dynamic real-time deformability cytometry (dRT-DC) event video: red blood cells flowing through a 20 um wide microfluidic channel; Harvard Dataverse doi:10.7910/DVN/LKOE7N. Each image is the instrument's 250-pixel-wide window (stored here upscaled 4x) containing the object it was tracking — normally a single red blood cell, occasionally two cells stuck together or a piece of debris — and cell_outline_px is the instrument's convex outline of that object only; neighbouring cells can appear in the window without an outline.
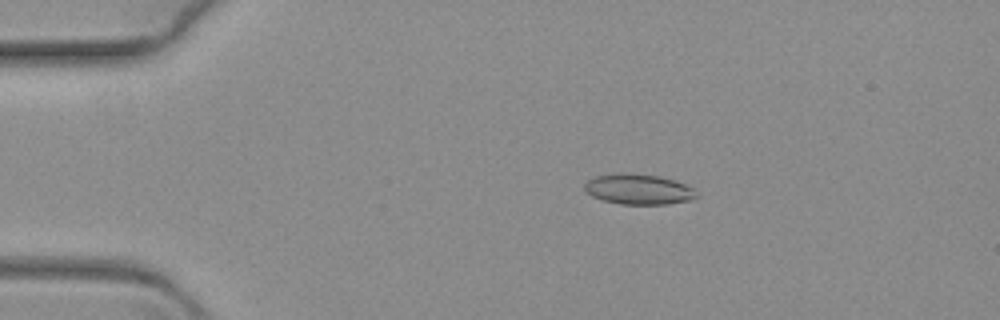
{"species": "common noctule bat (a hibernating species)", "species_latin": "Nyctalus noctula", "temperature_condition": "warm", "stored_images_in_passage": 27, "camera_frame_rate_fps": 3000, "um_per_image_px": 0.085, "animal": {"sex": "female", "body_mass_g": 19.3, "forearm_length_mm": 54.1}, "frame": {"image": 1, "passage_image": 3, "time_ms": 0.667, "image_size_px": [1000, 320], "cell_outline_px": [[700, 196], [692, 200], [668, 204], [620, 204], [604, 200], [592, 196], [584, 192], [584, 184], [588, 180], [596, 176], [616, 172], [624, 172], [656, 176], [672, 180], [684, 184], [692, 188]], "centroid_in_image_um": [54.25, 16.09], "position_along_channel_um": 30.8, "area_um2": 19.88}}
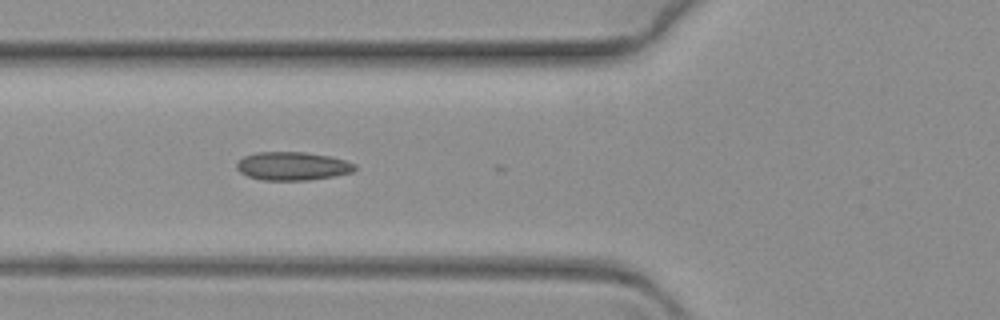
{"frame": {"image": 2, "passage_image": 15, "time_ms": 4.667, "image_size_px": [1000, 320], "cell_outline_px": [[356, 168], [352, 172], [332, 176], [308, 180], [260, 180], [248, 176], [240, 172], [236, 168], [236, 164], [244, 156], [256, 152], [304, 152], [332, 156], [356, 164]], "centroid_in_image_um": [24.85, 14.11], "position_along_channel_um": 100.9, "area_um2": 19.54}}
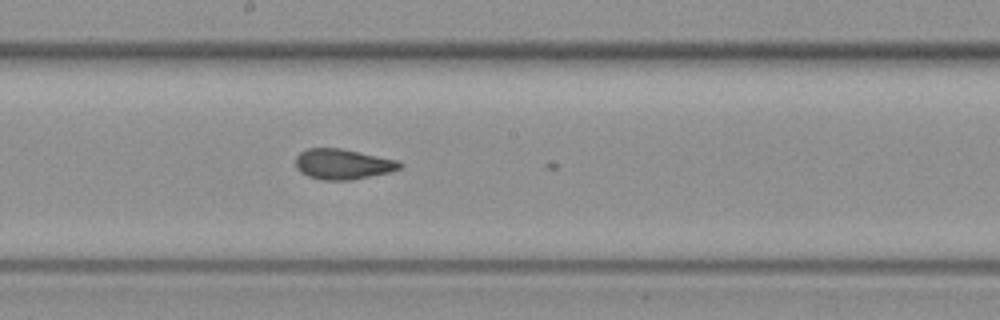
{"frame": {"image": 3, "passage_image": 26, "time_ms": 8.333, "image_size_px": [1000, 320], "cell_outline_px": [[404, 164], [400, 168], [392, 172], [352, 180], [320, 180], [308, 176], [300, 172], [296, 168], [296, 156], [300, 152], [308, 148], [340, 148], [400, 160]], "centroid_in_image_um": [29.17, 13.95], "position_along_channel_um": 219.0, "area_um2": 18.73}}